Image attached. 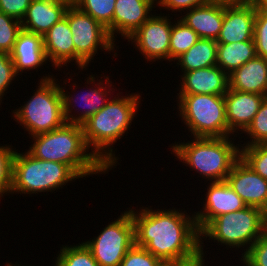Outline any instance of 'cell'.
Returning a JSON list of instances; mask_svg holds the SVG:
<instances>
[{"label":"cell","mask_w":267,"mask_h":266,"mask_svg":"<svg viewBox=\"0 0 267 266\" xmlns=\"http://www.w3.org/2000/svg\"><path fill=\"white\" fill-rule=\"evenodd\" d=\"M151 208L145 207L137 213L129 210L134 223L135 244L163 263L195 266L201 261L200 231L194 214L190 217L185 211L173 207L168 210Z\"/></svg>","instance_id":"cell-1"},{"label":"cell","mask_w":267,"mask_h":266,"mask_svg":"<svg viewBox=\"0 0 267 266\" xmlns=\"http://www.w3.org/2000/svg\"><path fill=\"white\" fill-rule=\"evenodd\" d=\"M140 100V93L121 97L117 94L81 124L87 147L109 170L118 162L112 147L130 128Z\"/></svg>","instance_id":"cell-2"},{"label":"cell","mask_w":267,"mask_h":266,"mask_svg":"<svg viewBox=\"0 0 267 266\" xmlns=\"http://www.w3.org/2000/svg\"><path fill=\"white\" fill-rule=\"evenodd\" d=\"M32 140L34 144L27 150L31 155L39 160L64 163L80 178L109 171L93 152H89L80 124L65 123L50 132L32 136Z\"/></svg>","instance_id":"cell-3"},{"label":"cell","mask_w":267,"mask_h":266,"mask_svg":"<svg viewBox=\"0 0 267 266\" xmlns=\"http://www.w3.org/2000/svg\"><path fill=\"white\" fill-rule=\"evenodd\" d=\"M230 137H194L192 142L176 143L171 151L182 163L207 181H224L240 158L239 144ZM195 140V141H194Z\"/></svg>","instance_id":"cell-4"},{"label":"cell","mask_w":267,"mask_h":266,"mask_svg":"<svg viewBox=\"0 0 267 266\" xmlns=\"http://www.w3.org/2000/svg\"><path fill=\"white\" fill-rule=\"evenodd\" d=\"M267 229V213L257 207L247 206L242 210L223 214L212 219L200 231V253L204 260L202 238L213 240L226 248H244V253L260 238ZM246 250V251H245Z\"/></svg>","instance_id":"cell-5"},{"label":"cell","mask_w":267,"mask_h":266,"mask_svg":"<svg viewBox=\"0 0 267 266\" xmlns=\"http://www.w3.org/2000/svg\"><path fill=\"white\" fill-rule=\"evenodd\" d=\"M52 77L50 74L43 75L30 100L12 112L15 121L23 125L31 137L50 132L66 123L59 83Z\"/></svg>","instance_id":"cell-6"},{"label":"cell","mask_w":267,"mask_h":266,"mask_svg":"<svg viewBox=\"0 0 267 266\" xmlns=\"http://www.w3.org/2000/svg\"><path fill=\"white\" fill-rule=\"evenodd\" d=\"M80 177L66 164L39 160L28 151L15 153L10 193L38 194L60 190Z\"/></svg>","instance_id":"cell-7"},{"label":"cell","mask_w":267,"mask_h":266,"mask_svg":"<svg viewBox=\"0 0 267 266\" xmlns=\"http://www.w3.org/2000/svg\"><path fill=\"white\" fill-rule=\"evenodd\" d=\"M177 97L179 116L193 138L233 135L226 121L224 95L185 94Z\"/></svg>","instance_id":"cell-8"},{"label":"cell","mask_w":267,"mask_h":266,"mask_svg":"<svg viewBox=\"0 0 267 266\" xmlns=\"http://www.w3.org/2000/svg\"><path fill=\"white\" fill-rule=\"evenodd\" d=\"M72 32L75 46V63L78 69H87L98 50L109 53L115 52V42L111 39L107 29L90 15L79 10L72 3L64 15ZM114 49V50H113Z\"/></svg>","instance_id":"cell-9"},{"label":"cell","mask_w":267,"mask_h":266,"mask_svg":"<svg viewBox=\"0 0 267 266\" xmlns=\"http://www.w3.org/2000/svg\"><path fill=\"white\" fill-rule=\"evenodd\" d=\"M84 244L99 266H119L128 250L135 244L134 223L126 210L109 223L99 235Z\"/></svg>","instance_id":"cell-10"},{"label":"cell","mask_w":267,"mask_h":266,"mask_svg":"<svg viewBox=\"0 0 267 266\" xmlns=\"http://www.w3.org/2000/svg\"><path fill=\"white\" fill-rule=\"evenodd\" d=\"M170 16L152 15L127 40L135 44L147 61H170V37L172 22Z\"/></svg>","instance_id":"cell-11"},{"label":"cell","mask_w":267,"mask_h":266,"mask_svg":"<svg viewBox=\"0 0 267 266\" xmlns=\"http://www.w3.org/2000/svg\"><path fill=\"white\" fill-rule=\"evenodd\" d=\"M225 181L247 206L267 213V180L241 158L235 162Z\"/></svg>","instance_id":"cell-12"},{"label":"cell","mask_w":267,"mask_h":266,"mask_svg":"<svg viewBox=\"0 0 267 266\" xmlns=\"http://www.w3.org/2000/svg\"><path fill=\"white\" fill-rule=\"evenodd\" d=\"M104 78H106L105 80V85L102 82L103 80H100L97 84L96 83V78L94 77V75H90L89 77H87V83L86 84H94L92 85L93 87L95 86V88L91 87L89 90L90 91H86L85 94H81L79 97L78 95V103L82 102L84 104H82L85 109L84 111L82 110V112L79 113V111H76L77 115L74 116L72 114L73 108L75 109V107L77 105H74V103H77L76 97H74L73 95L69 94L70 92H65L64 87H62V85H59L61 94H62V100H63V113H64V118L66 120V123H73V124H82L83 122H85L89 117H91L93 114L97 113L99 110H101L108 102L110 101L111 98L113 96H111V92L114 88L110 89L112 86V82L109 80V76H105ZM89 80V81H88ZM93 82V83H92ZM97 85V86H96ZM104 85V86H103ZM107 86H108V90H107ZM106 89V90H105ZM110 93V94H109ZM71 95V96H70ZM107 95H110L111 97L107 98ZM74 98H76L74 100ZM74 102V103H73ZM81 105V103H80ZM82 106V109H83ZM73 107V108H72Z\"/></svg>","instance_id":"cell-13"},{"label":"cell","mask_w":267,"mask_h":266,"mask_svg":"<svg viewBox=\"0 0 267 266\" xmlns=\"http://www.w3.org/2000/svg\"><path fill=\"white\" fill-rule=\"evenodd\" d=\"M256 7L253 2H224V20L217 43L254 41Z\"/></svg>","instance_id":"cell-14"},{"label":"cell","mask_w":267,"mask_h":266,"mask_svg":"<svg viewBox=\"0 0 267 266\" xmlns=\"http://www.w3.org/2000/svg\"><path fill=\"white\" fill-rule=\"evenodd\" d=\"M203 210L194 212V218L199 231H201L212 219L217 216L236 212L247 205L224 181L210 182L207 187Z\"/></svg>","instance_id":"cell-15"},{"label":"cell","mask_w":267,"mask_h":266,"mask_svg":"<svg viewBox=\"0 0 267 266\" xmlns=\"http://www.w3.org/2000/svg\"><path fill=\"white\" fill-rule=\"evenodd\" d=\"M266 96L228 89L224 94L226 121L234 134L242 133L252 123Z\"/></svg>","instance_id":"cell-16"},{"label":"cell","mask_w":267,"mask_h":266,"mask_svg":"<svg viewBox=\"0 0 267 266\" xmlns=\"http://www.w3.org/2000/svg\"><path fill=\"white\" fill-rule=\"evenodd\" d=\"M183 73L180 75L182 82L179 85L178 96L185 94L224 95L229 89L228 74L216 65Z\"/></svg>","instance_id":"cell-17"},{"label":"cell","mask_w":267,"mask_h":266,"mask_svg":"<svg viewBox=\"0 0 267 266\" xmlns=\"http://www.w3.org/2000/svg\"><path fill=\"white\" fill-rule=\"evenodd\" d=\"M155 3V4H154ZM156 0H116L113 14V41L115 34L128 39L146 20L156 8Z\"/></svg>","instance_id":"cell-18"},{"label":"cell","mask_w":267,"mask_h":266,"mask_svg":"<svg viewBox=\"0 0 267 266\" xmlns=\"http://www.w3.org/2000/svg\"><path fill=\"white\" fill-rule=\"evenodd\" d=\"M70 4L69 0H32L21 20L22 29L43 36L64 17Z\"/></svg>","instance_id":"cell-19"},{"label":"cell","mask_w":267,"mask_h":266,"mask_svg":"<svg viewBox=\"0 0 267 266\" xmlns=\"http://www.w3.org/2000/svg\"><path fill=\"white\" fill-rule=\"evenodd\" d=\"M178 18L193 29L201 39L217 40L224 20V2H211L188 10Z\"/></svg>","instance_id":"cell-20"},{"label":"cell","mask_w":267,"mask_h":266,"mask_svg":"<svg viewBox=\"0 0 267 266\" xmlns=\"http://www.w3.org/2000/svg\"><path fill=\"white\" fill-rule=\"evenodd\" d=\"M43 46L47 60L56 68L75 60V46L67 18L64 16L44 35Z\"/></svg>","instance_id":"cell-21"},{"label":"cell","mask_w":267,"mask_h":266,"mask_svg":"<svg viewBox=\"0 0 267 266\" xmlns=\"http://www.w3.org/2000/svg\"><path fill=\"white\" fill-rule=\"evenodd\" d=\"M10 56L17 75H21L26 70H37L45 66L48 60L44 51L43 36L22 29Z\"/></svg>","instance_id":"cell-22"},{"label":"cell","mask_w":267,"mask_h":266,"mask_svg":"<svg viewBox=\"0 0 267 266\" xmlns=\"http://www.w3.org/2000/svg\"><path fill=\"white\" fill-rule=\"evenodd\" d=\"M229 88L267 97V59L255 56L229 75Z\"/></svg>","instance_id":"cell-23"},{"label":"cell","mask_w":267,"mask_h":266,"mask_svg":"<svg viewBox=\"0 0 267 266\" xmlns=\"http://www.w3.org/2000/svg\"><path fill=\"white\" fill-rule=\"evenodd\" d=\"M256 56L254 41L218 43L216 66L228 75Z\"/></svg>","instance_id":"cell-24"},{"label":"cell","mask_w":267,"mask_h":266,"mask_svg":"<svg viewBox=\"0 0 267 266\" xmlns=\"http://www.w3.org/2000/svg\"><path fill=\"white\" fill-rule=\"evenodd\" d=\"M218 43L213 39H199L188 51L179 56L176 61L182 72L216 65Z\"/></svg>","instance_id":"cell-25"},{"label":"cell","mask_w":267,"mask_h":266,"mask_svg":"<svg viewBox=\"0 0 267 266\" xmlns=\"http://www.w3.org/2000/svg\"><path fill=\"white\" fill-rule=\"evenodd\" d=\"M115 2L116 0H74L72 4L102 24L113 40Z\"/></svg>","instance_id":"cell-26"},{"label":"cell","mask_w":267,"mask_h":266,"mask_svg":"<svg viewBox=\"0 0 267 266\" xmlns=\"http://www.w3.org/2000/svg\"><path fill=\"white\" fill-rule=\"evenodd\" d=\"M172 24L170 37V61L174 62L183 53L188 51L200 37L197 33L188 27L182 20L174 21Z\"/></svg>","instance_id":"cell-27"},{"label":"cell","mask_w":267,"mask_h":266,"mask_svg":"<svg viewBox=\"0 0 267 266\" xmlns=\"http://www.w3.org/2000/svg\"><path fill=\"white\" fill-rule=\"evenodd\" d=\"M57 256L53 266H99L83 242L79 245L62 246Z\"/></svg>","instance_id":"cell-28"},{"label":"cell","mask_w":267,"mask_h":266,"mask_svg":"<svg viewBox=\"0 0 267 266\" xmlns=\"http://www.w3.org/2000/svg\"><path fill=\"white\" fill-rule=\"evenodd\" d=\"M240 147V158L267 180V143Z\"/></svg>","instance_id":"cell-29"},{"label":"cell","mask_w":267,"mask_h":266,"mask_svg":"<svg viewBox=\"0 0 267 266\" xmlns=\"http://www.w3.org/2000/svg\"><path fill=\"white\" fill-rule=\"evenodd\" d=\"M21 30V21L0 12V53L10 54L13 51Z\"/></svg>","instance_id":"cell-30"},{"label":"cell","mask_w":267,"mask_h":266,"mask_svg":"<svg viewBox=\"0 0 267 266\" xmlns=\"http://www.w3.org/2000/svg\"><path fill=\"white\" fill-rule=\"evenodd\" d=\"M244 133L250 137L242 146H251L254 144L267 143V97L263 100L262 104L252 123L247 127Z\"/></svg>","instance_id":"cell-31"},{"label":"cell","mask_w":267,"mask_h":266,"mask_svg":"<svg viewBox=\"0 0 267 266\" xmlns=\"http://www.w3.org/2000/svg\"><path fill=\"white\" fill-rule=\"evenodd\" d=\"M16 151L10 145L0 146V197L11 191L13 159Z\"/></svg>","instance_id":"cell-32"},{"label":"cell","mask_w":267,"mask_h":266,"mask_svg":"<svg viewBox=\"0 0 267 266\" xmlns=\"http://www.w3.org/2000/svg\"><path fill=\"white\" fill-rule=\"evenodd\" d=\"M253 40L256 55L267 59V8L256 7Z\"/></svg>","instance_id":"cell-33"},{"label":"cell","mask_w":267,"mask_h":266,"mask_svg":"<svg viewBox=\"0 0 267 266\" xmlns=\"http://www.w3.org/2000/svg\"><path fill=\"white\" fill-rule=\"evenodd\" d=\"M164 263L144 247L134 244L119 266H162Z\"/></svg>","instance_id":"cell-34"},{"label":"cell","mask_w":267,"mask_h":266,"mask_svg":"<svg viewBox=\"0 0 267 266\" xmlns=\"http://www.w3.org/2000/svg\"><path fill=\"white\" fill-rule=\"evenodd\" d=\"M242 257L251 266H267V229Z\"/></svg>","instance_id":"cell-35"},{"label":"cell","mask_w":267,"mask_h":266,"mask_svg":"<svg viewBox=\"0 0 267 266\" xmlns=\"http://www.w3.org/2000/svg\"><path fill=\"white\" fill-rule=\"evenodd\" d=\"M17 76L10 54L0 53V105L5 92Z\"/></svg>","instance_id":"cell-36"},{"label":"cell","mask_w":267,"mask_h":266,"mask_svg":"<svg viewBox=\"0 0 267 266\" xmlns=\"http://www.w3.org/2000/svg\"><path fill=\"white\" fill-rule=\"evenodd\" d=\"M31 1L32 0H0V12L21 21Z\"/></svg>","instance_id":"cell-37"},{"label":"cell","mask_w":267,"mask_h":266,"mask_svg":"<svg viewBox=\"0 0 267 266\" xmlns=\"http://www.w3.org/2000/svg\"><path fill=\"white\" fill-rule=\"evenodd\" d=\"M211 1L212 0H156V4L157 6H161L159 7L160 9L163 7L165 10H172V12L179 11L182 14V10L185 12L184 10L188 11Z\"/></svg>","instance_id":"cell-38"},{"label":"cell","mask_w":267,"mask_h":266,"mask_svg":"<svg viewBox=\"0 0 267 266\" xmlns=\"http://www.w3.org/2000/svg\"><path fill=\"white\" fill-rule=\"evenodd\" d=\"M253 4L258 8H267V0H254Z\"/></svg>","instance_id":"cell-39"},{"label":"cell","mask_w":267,"mask_h":266,"mask_svg":"<svg viewBox=\"0 0 267 266\" xmlns=\"http://www.w3.org/2000/svg\"><path fill=\"white\" fill-rule=\"evenodd\" d=\"M219 1L227 3H237V2H253L254 0H219Z\"/></svg>","instance_id":"cell-40"},{"label":"cell","mask_w":267,"mask_h":266,"mask_svg":"<svg viewBox=\"0 0 267 266\" xmlns=\"http://www.w3.org/2000/svg\"><path fill=\"white\" fill-rule=\"evenodd\" d=\"M241 261H243V266H251L243 257L241 258Z\"/></svg>","instance_id":"cell-41"},{"label":"cell","mask_w":267,"mask_h":266,"mask_svg":"<svg viewBox=\"0 0 267 266\" xmlns=\"http://www.w3.org/2000/svg\"><path fill=\"white\" fill-rule=\"evenodd\" d=\"M205 260L199 261L195 266H204Z\"/></svg>","instance_id":"cell-42"},{"label":"cell","mask_w":267,"mask_h":266,"mask_svg":"<svg viewBox=\"0 0 267 266\" xmlns=\"http://www.w3.org/2000/svg\"><path fill=\"white\" fill-rule=\"evenodd\" d=\"M162 266H181V265L172 264V263H164Z\"/></svg>","instance_id":"cell-43"},{"label":"cell","mask_w":267,"mask_h":266,"mask_svg":"<svg viewBox=\"0 0 267 266\" xmlns=\"http://www.w3.org/2000/svg\"><path fill=\"white\" fill-rule=\"evenodd\" d=\"M7 266H19V264H17V263H16V264L8 263ZM20 266H21V265H20ZM22 266H24V265H22ZM28 266H29V265H28Z\"/></svg>","instance_id":"cell-44"}]
</instances>
